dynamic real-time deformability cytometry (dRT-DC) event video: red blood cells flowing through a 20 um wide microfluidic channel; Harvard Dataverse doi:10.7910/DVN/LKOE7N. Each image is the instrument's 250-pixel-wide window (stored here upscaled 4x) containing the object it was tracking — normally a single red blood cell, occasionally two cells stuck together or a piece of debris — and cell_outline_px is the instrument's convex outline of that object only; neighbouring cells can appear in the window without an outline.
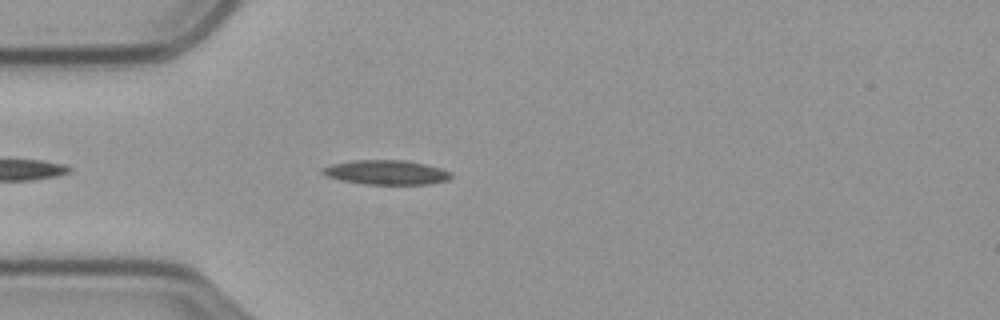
{"species": "common noctule bat (a hibernating species)", "species_latin": "Nyctalus noctula", "temperature_condition": "cold", "stored_images_in_passage": 26, "camera_frame_rate_fps": 3000, "um_per_image_px": 0.085, "animal": {"sex": "male", "body_mass_g": 23.1, "forearm_length_mm": 52.7}, "frame": {"image": 1, "passage_image": 5, "time_ms": 1.333, "image_size_px": [1000, 320], "cell_outline_px": [[452, 176], [448, 180], [428, 184], [364, 184], [340, 180], [324, 176], [320, 172], [324, 168], [332, 164], [352, 160], [404, 160], [424, 164], [440, 168], [452, 172]], "centroid_in_image_um": [32.82, 14.65], "position_along_channel_um": 52.2, "area_um2": 18.32}}
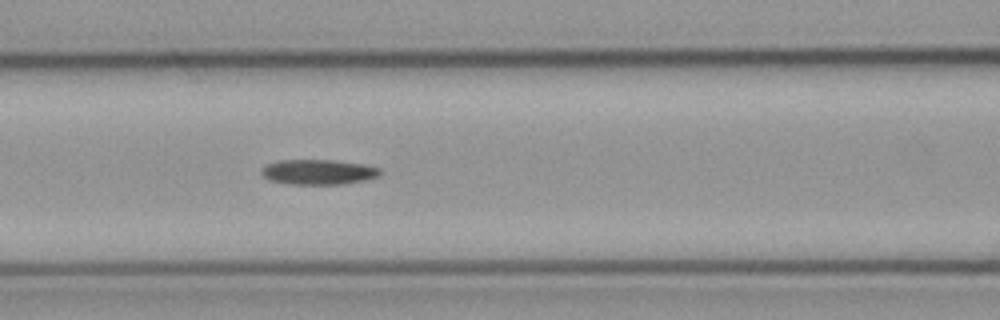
{"frame": {"image": 2, "passage_image": 13, "time_ms": 4.0, "image_size_px": [1000, 320], "cell_outline_px": [[380, 176], [364, 180], [340, 184], [288, 184], [268, 180], [260, 172], [260, 168], [264, 164], [280, 160], [332, 160], [364, 164], [380, 168]], "centroid_in_image_um": [27.0, 14.61], "position_along_channel_um": 139.6, "area_um2": 17.46}}
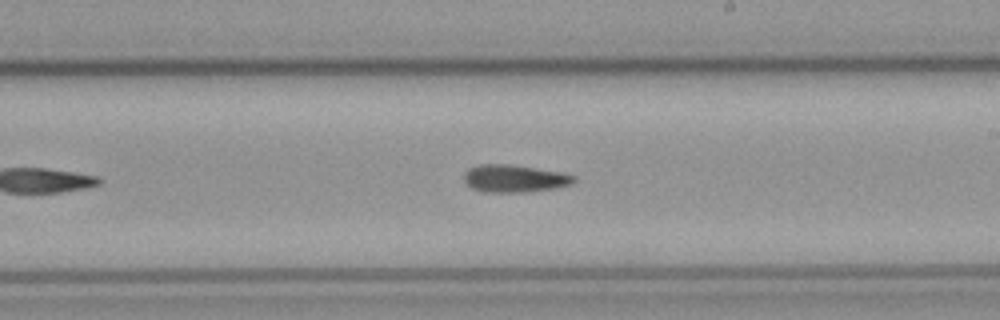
{"frame": {"image": 3, "passage_image": 22, "time_ms": 7.0, "image_size_px": [1000, 320], "cell_outline_px": [[576, 180], [572, 184], [556, 188], [524, 192], [484, 192], [472, 188], [464, 180], [464, 176], [472, 168], [484, 164], [508, 164], [564, 172], [576, 176]], "centroid_in_image_um": [43.81, 15.18], "position_along_channel_um": 245.2, "area_um2": 17.46}}